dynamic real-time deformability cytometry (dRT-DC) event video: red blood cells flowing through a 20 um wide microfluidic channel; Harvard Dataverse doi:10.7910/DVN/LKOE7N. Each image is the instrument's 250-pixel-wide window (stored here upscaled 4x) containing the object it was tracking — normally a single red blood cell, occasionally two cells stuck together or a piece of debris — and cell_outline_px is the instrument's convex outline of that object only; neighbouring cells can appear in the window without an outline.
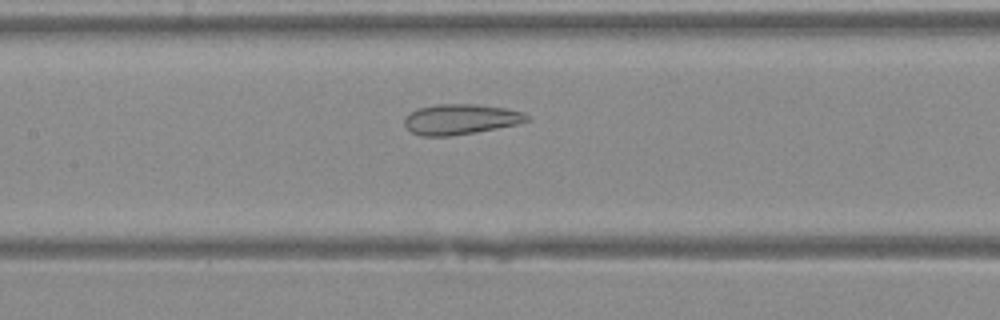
{"species": "Egyptian fruit bat (a non-hibernating species)", "species_latin": "Rousettus aegyptiacus", "temperature_condition": "warm", "stored_images_in_passage": 40, "camera_frame_rate_fps": 3000, "um_per_image_px": 0.085, "animal": {"sex": "female"}, "frame": {"image": 1, "passage_image": 19, "time_ms": 6.0, "image_size_px": [1000, 320], "cell_outline_px": [[528, 120], [516, 124], [476, 132], [448, 136], [420, 136], [412, 132], [404, 124], [404, 116], [420, 108], [436, 104], [476, 104], [504, 108], [524, 112], [528, 116]], "centroid_in_image_um": [39.12, 10.13], "position_along_channel_um": 168.3, "area_um2": 21.44}}
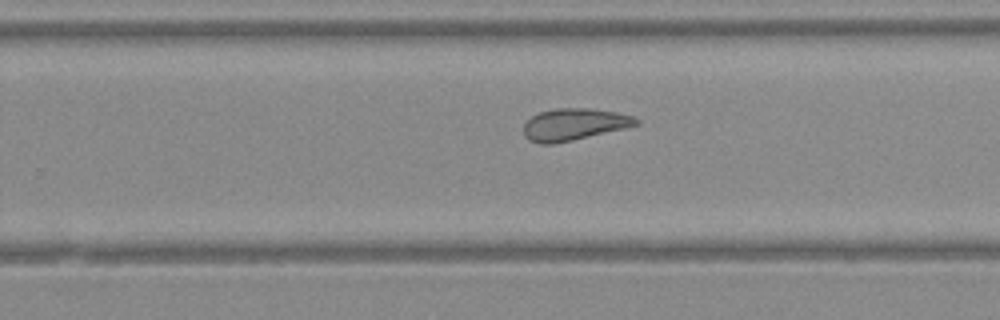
{"frame": {"image": 2, "passage_image": 26, "time_ms": 8.333, "image_size_px": [1000, 320], "cell_outline_px": [[640, 124], [624, 128], [572, 140], [552, 144], [540, 144], [528, 140], [524, 136], [524, 124], [532, 116], [540, 112], [556, 108], [592, 108], [616, 112], [632, 116], [640, 120]], "centroid_in_image_um": [48.78, 10.57], "position_along_channel_um": 281.0, "area_um2": 20.81}}
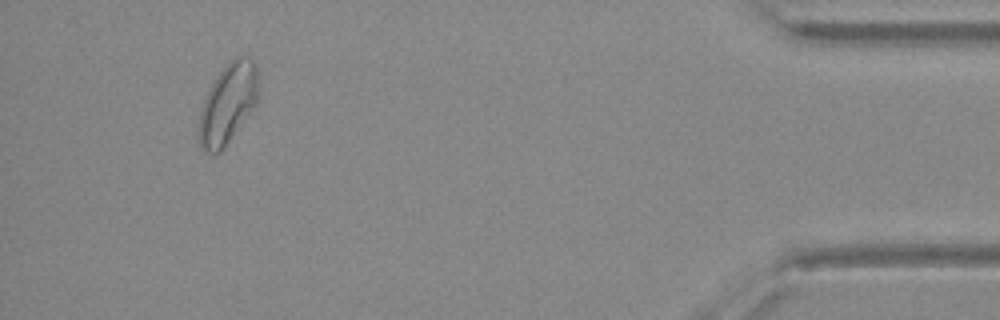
{"frame": {"image": 3, "passage_image": 38, "time_ms": 12.333, "image_size_px": [1000, 320], "cell_outline_px": [[256, 104], [224, 148], [220, 152], [208, 152], [200, 144], [200, 112], [204, 100], [212, 84], [220, 72], [232, 60], [240, 56], [248, 56], [256, 64]], "centroid_in_image_um": [19.38, 8.81], "position_along_channel_um": 415.8, "area_um2": 26.53}}